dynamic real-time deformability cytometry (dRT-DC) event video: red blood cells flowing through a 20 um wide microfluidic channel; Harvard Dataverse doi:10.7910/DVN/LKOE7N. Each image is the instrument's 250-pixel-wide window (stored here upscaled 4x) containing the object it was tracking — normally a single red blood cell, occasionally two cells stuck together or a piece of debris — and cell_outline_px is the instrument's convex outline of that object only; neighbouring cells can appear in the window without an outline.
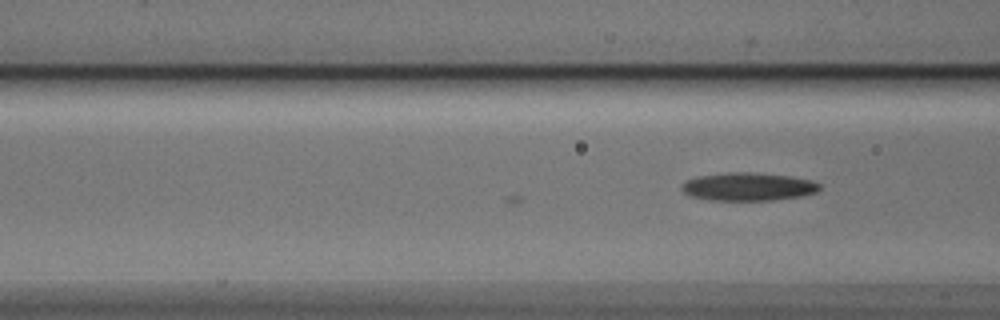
{"species": "Egyptian fruit bat (a non-hibernating species)", "species_latin": "Rousettus aegyptiacus", "temperature_condition": "cold", "stored_images_in_passage": 5, "camera_frame_rate_fps": 3000, "um_per_image_px": 0.085, "animal": {"sex": "male"}, "frame": {"image": 1, "passage_image": 5, "time_ms": 1.333, "image_size_px": [1000, 320], "cell_outline_px": [[820, 188], [816, 192], [800, 196], [772, 200], [708, 200], [688, 196], [680, 188], [680, 184], [684, 180], [700, 176], [728, 172], [752, 172], [788, 176], [812, 180], [820, 184]], "centroid_in_image_um": [63.53, 15.87], "position_along_channel_um": 103.1, "area_um2": 22.66}}